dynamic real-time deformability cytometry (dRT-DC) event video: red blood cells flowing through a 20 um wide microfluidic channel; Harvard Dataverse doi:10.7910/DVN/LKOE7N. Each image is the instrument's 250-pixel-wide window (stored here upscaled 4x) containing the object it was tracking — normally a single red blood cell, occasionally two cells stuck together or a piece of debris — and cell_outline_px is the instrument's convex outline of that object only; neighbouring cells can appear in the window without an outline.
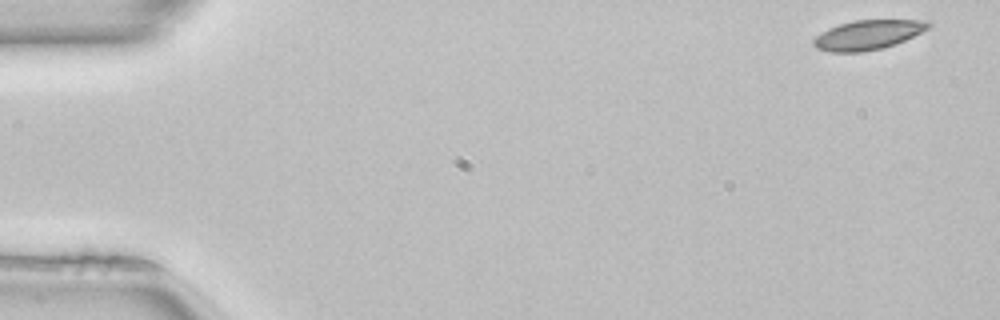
{"species": "common noctule bat (a hibernating species)", "species_latin": "Nyctalus noctula", "temperature_condition": "room temperature", "stored_images_in_passage": 15, "camera_frame_rate_fps": 3000, "um_per_image_px": 0.085, "animal": {"sex": "female", "body_mass_g": 22.7, "forearm_length_mm": 54.2}, "frame": {"image": 1, "passage_image": 1, "time_ms": 0.0, "image_size_px": [1000, 320], "cell_outline_px": [[932, 24], [928, 28], [896, 44], [880, 48], [860, 52], [832, 52], [816, 48], [812, 44], [812, 40], [816, 36], [828, 28], [840, 24], [856, 20], [928, 20]], "centroid_in_image_um": [73.75, 2.96], "position_along_channel_um": 11.3, "area_um2": 19.54}}
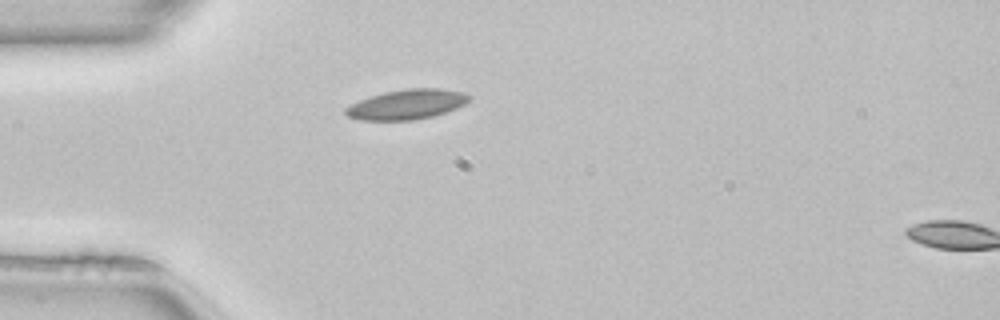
{"frame": {"image": 2, "passage_image": 13, "time_ms": 4.0, "image_size_px": [1000, 320], "cell_outline_px": [[472, 96], [464, 104], [456, 108], [432, 116], [412, 120], [356, 120], [348, 116], [344, 112], [344, 108], [368, 96], [384, 92], [408, 88], [440, 88], [464, 92]], "centroid_in_image_um": [34.56, 8.86], "position_along_channel_um": 50.4, "area_um2": 21.5}}